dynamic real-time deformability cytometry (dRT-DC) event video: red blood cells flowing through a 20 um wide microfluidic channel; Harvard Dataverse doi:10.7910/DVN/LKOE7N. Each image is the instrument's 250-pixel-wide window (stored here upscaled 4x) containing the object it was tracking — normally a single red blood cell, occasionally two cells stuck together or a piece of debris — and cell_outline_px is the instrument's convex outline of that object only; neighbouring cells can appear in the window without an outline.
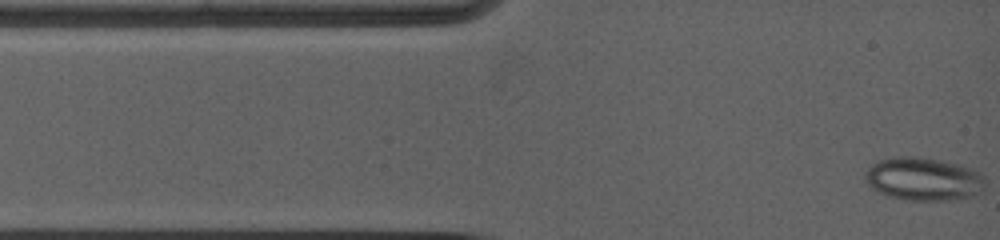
{"species": "common noctule bat (a hibernating species)", "species_latin": "Nyctalus noctula", "temperature_condition": "warm", "stored_images_in_passage": 77, "camera_frame_rate_fps": 5000, "um_per_image_px": 0.085, "animal": {"sex": "female", "body_mass_g": 19.0, "forearm_length_mm": 53.3}, "frame": {"image": 1, "passage_image": 1, "time_ms": 0.0, "image_size_px": [1000, 240], "cell_outline_px": [[984, 188], [980, 192], [972, 196], [960, 200], [904, 200], [888, 196], [872, 188], [864, 180], [864, 172], [872, 164], [880, 160], [900, 156], [912, 156], [940, 160], [960, 164], [972, 168], [980, 172], [984, 176]], "centroid_in_image_um": [78.51, 15.22], "position_along_channel_um": 6.5, "area_um2": 30.46}}
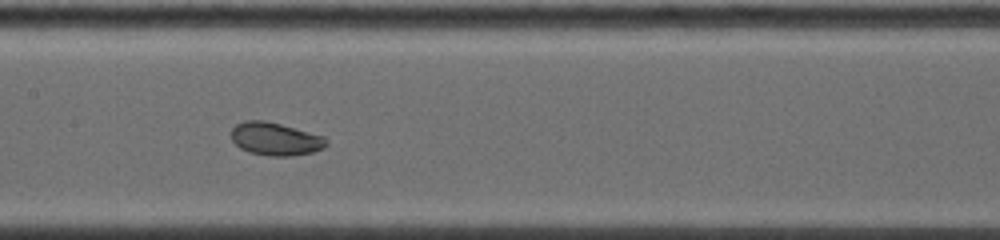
{"frame": {"image": 2, "passage_image": 43, "time_ms": 5.8, "image_size_px": [1000, 240], "cell_outline_px": [[328, 144], [324, 148], [312, 152], [292, 156], [268, 156], [248, 152], [240, 148], [232, 140], [232, 128], [236, 124], [248, 120], [260, 120], [280, 124], [320, 136]], "centroid_in_image_um": [23.35, 11.83], "position_along_channel_um": 184.0, "area_um2": 17.86}}
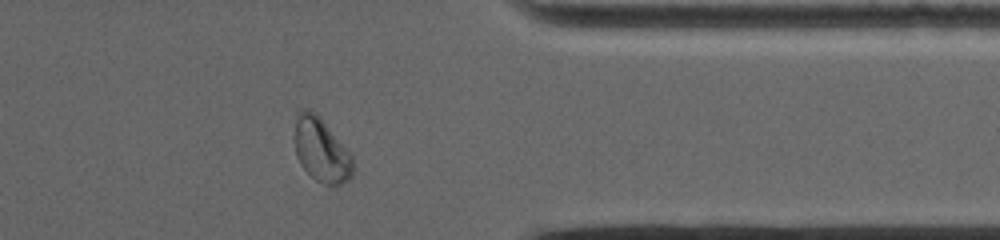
{"frame": {"image": 3, "passage_image": 71, "time_ms": 11.2, "image_size_px": [1000, 240], "cell_outline_px": [[352, 176], [348, 180], [336, 188], [324, 184], [316, 180], [300, 164], [296, 156], [296, 112], [304, 108], [316, 112], [320, 116], [352, 156]], "centroid_in_image_um": [27.32, 12.77], "position_along_channel_um": 384.1, "area_um2": 21.62}, "authors_computed_cell_mechanics": {"area_um2": 18.6694, "velocity_mm_per_s": 3.8957, "shape_relaxation_time_tau1_ms": null, "shape_relaxation_time_tau2_ms": 1.6247, "deformation_change_tau1": null, "deformation_change_tau2": 0.0471}}